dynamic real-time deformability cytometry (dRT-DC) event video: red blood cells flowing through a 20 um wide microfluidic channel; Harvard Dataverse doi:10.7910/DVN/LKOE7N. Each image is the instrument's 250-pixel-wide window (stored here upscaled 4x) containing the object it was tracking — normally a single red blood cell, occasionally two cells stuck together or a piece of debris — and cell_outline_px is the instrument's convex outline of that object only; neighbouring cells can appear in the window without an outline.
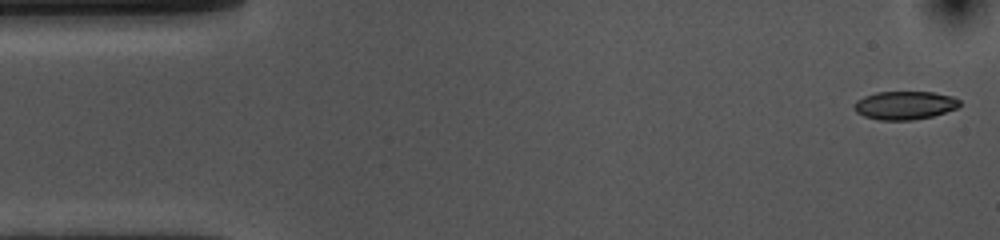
{"species": "common noctule bat (a hibernating species)", "species_latin": "Nyctalus noctula", "temperature_condition": "cold", "stored_images_in_passage": 53, "camera_frame_rate_fps": 3000, "um_per_image_px": 0.085, "animal": {"sex": "female", "body_mass_g": 10.0, "forearm_length_mm": 53.1}, "frame": {"image": 1, "passage_image": 1, "time_ms": 0.0, "image_size_px": [1000, 240], "cell_outline_px": [[960, 104], [956, 108], [932, 116], [912, 120], [880, 120], [864, 116], [856, 112], [852, 108], [852, 104], [856, 100], [864, 96], [876, 92], [932, 92], [952, 96], [960, 100]], "centroid_in_image_um": [76.85, 8.95], "position_along_channel_um": 8.2, "area_um2": 17.46}}
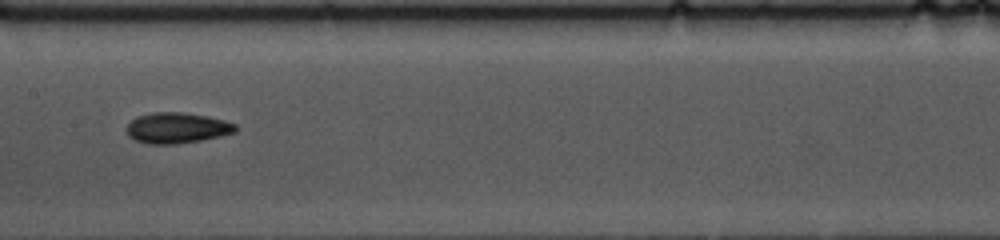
{"frame": {"image": 2, "passage_image": 25, "time_ms": 8.0, "image_size_px": [1000, 240], "cell_outline_px": [[236, 132], [220, 136], [200, 140], [176, 144], [148, 144], [136, 140], [128, 136], [128, 124], [136, 116], [152, 112], [184, 112], [224, 120], [236, 124]], "centroid_in_image_um": [15.03, 10.87], "position_along_channel_um": 192.4, "area_um2": 19.36}}
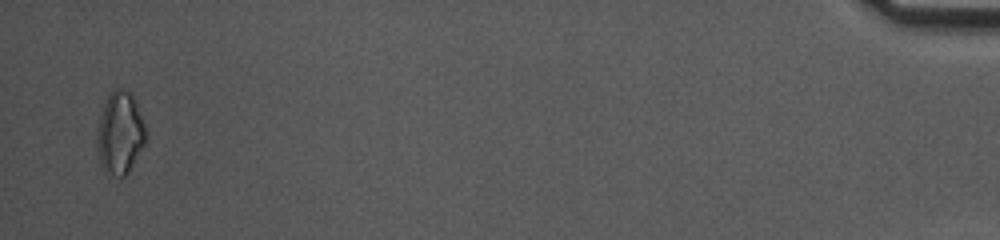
{"frame": {"image": 3, "passage_image": 52, "time_ms": 17.0, "image_size_px": [1000, 240], "cell_outline_px": [[144, 144], [128, 172], [124, 176], [116, 176], [104, 172], [100, 164], [96, 152], [96, 132], [100, 116], [104, 104], [108, 96], [116, 88], [124, 88], [132, 92], [136, 100], [144, 124]], "centroid_in_image_um": [10.16, 11.3], "position_along_channel_um": 425.0, "area_um2": 23.47}, "authors_computed_cell_mechanics": {"area_um2": 18.3804, "velocity_mm_per_s": 3.6374, "shape_relaxation_time_tau1_ms": 4.706, "shape_relaxation_time_tau2_ms": 3.4515, "deformation_change_tau1": 0.1084, "deformation_change_tau2": 0.0941}}